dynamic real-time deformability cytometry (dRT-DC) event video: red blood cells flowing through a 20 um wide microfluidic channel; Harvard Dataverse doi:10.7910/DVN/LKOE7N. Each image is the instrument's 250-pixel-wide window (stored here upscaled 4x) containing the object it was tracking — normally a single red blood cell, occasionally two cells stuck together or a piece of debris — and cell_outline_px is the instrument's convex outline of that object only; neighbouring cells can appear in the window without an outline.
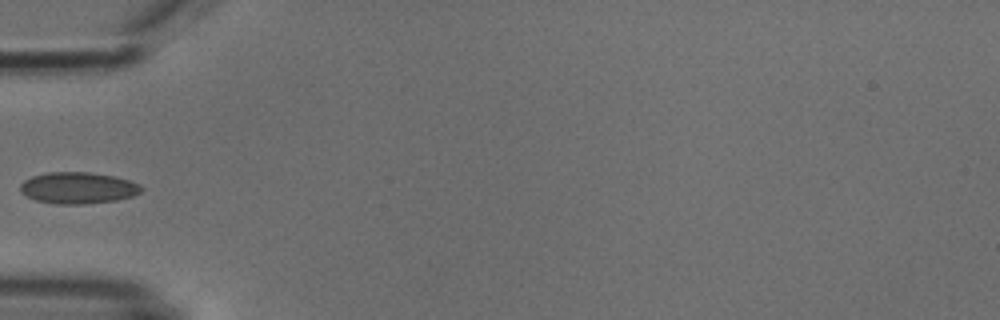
{"species": "common noctule bat (a hibernating species)", "species_latin": "Nyctalus noctula", "temperature_condition": "cold", "stored_images_in_passage": 6, "camera_frame_rate_fps": 3000, "um_per_image_px": 0.085, "animal": {"sex": "male", "body_mass_g": 18.8}, "frame": {"image": 1, "passage_image": 5, "time_ms": 5.667, "image_size_px": [1000, 320], "cell_outline_px": [[140, 192], [132, 196], [116, 200], [84, 204], [56, 204], [36, 200], [20, 192], [20, 184], [24, 180], [32, 176], [48, 172], [88, 172], [116, 176], [140, 184]], "centroid_in_image_um": [6.61, 15.96], "position_along_channel_um": 78.4, "area_um2": 22.14}}
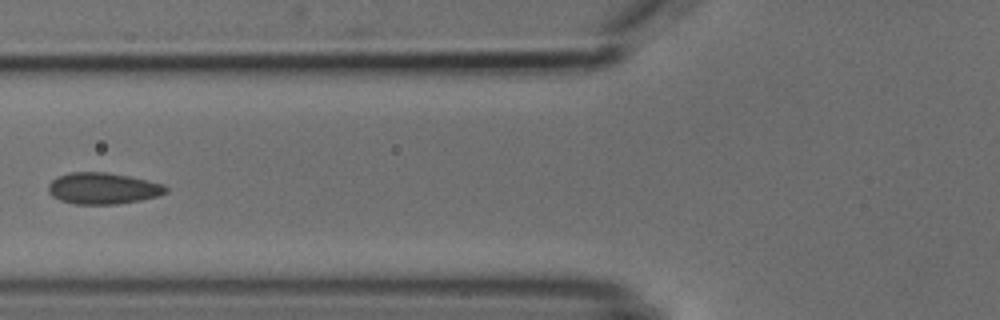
{"frame": {"image": 2, "passage_image": 6, "time_ms": 6.667, "image_size_px": [1000, 320], "cell_outline_px": [[168, 192], [160, 196], [140, 200], [116, 204], [76, 204], [60, 200], [52, 196], [48, 192], [48, 184], [52, 180], [60, 176], [72, 172], [108, 172], [128, 176], [164, 184], [168, 188]], "centroid_in_image_um": [8.77, 16.01], "position_along_channel_um": 117.0, "area_um2": 21.5}}